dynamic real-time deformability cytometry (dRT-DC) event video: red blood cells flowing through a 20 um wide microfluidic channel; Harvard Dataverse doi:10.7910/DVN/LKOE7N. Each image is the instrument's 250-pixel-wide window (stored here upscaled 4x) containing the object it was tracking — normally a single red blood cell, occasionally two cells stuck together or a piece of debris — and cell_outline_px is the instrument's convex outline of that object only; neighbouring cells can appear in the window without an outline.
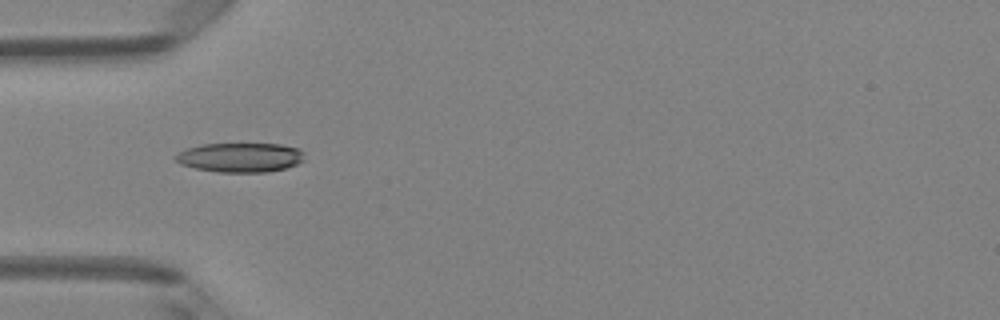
{"species": "Egyptian fruit bat (a non-hibernating species)", "species_latin": "Rousettus aegyptiacus", "temperature_condition": "room temperature", "stored_images_in_passage": 8, "camera_frame_rate_fps": 3000, "um_per_image_px": 0.085, "animal": {"sex": "female"}, "frame": {"image": 1, "passage_image": 5, "time_ms": 1.333, "image_size_px": [1000, 320], "cell_outline_px": [[304, 160], [296, 164], [284, 168], [268, 172], [216, 172], [196, 168], [180, 164], [172, 160], [172, 156], [176, 152], [200, 144], [280, 144], [296, 148], [304, 152]], "centroid_in_image_um": [20.35, 13.38], "position_along_channel_um": 64.7, "area_um2": 22.25}}
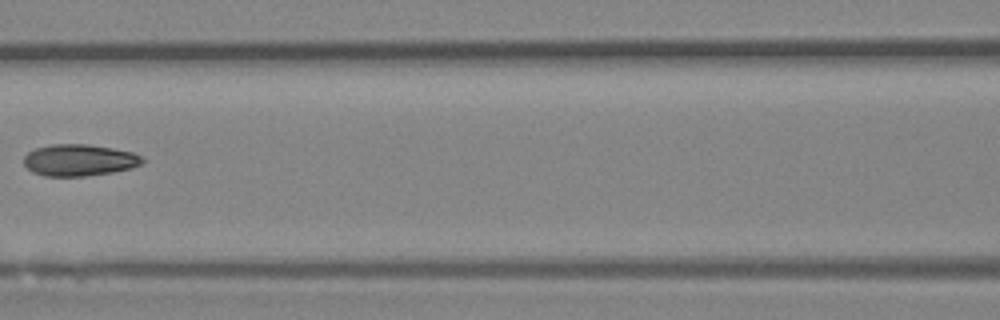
{"frame": {"image": 2, "passage_image": 7, "time_ms": 2.0, "image_size_px": [1000, 320], "cell_outline_px": [[144, 160], [140, 164], [132, 168], [112, 172], [84, 176], [44, 176], [32, 172], [24, 164], [24, 156], [28, 152], [36, 148], [52, 144], [88, 144], [112, 148], [132, 152], [140, 156]], "centroid_in_image_um": [6.71, 13.61], "position_along_channel_um": 159.9, "area_um2": 21.79}}
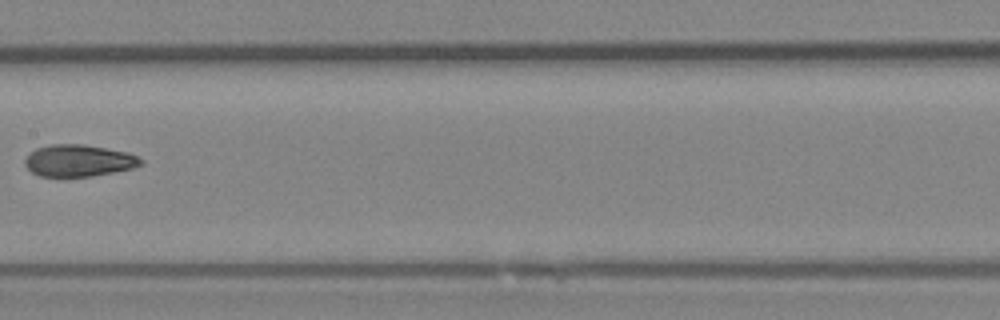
{"frame": {"image": 3, "passage_image": 8, "time_ms": 2.333, "image_size_px": [1000, 320], "cell_outline_px": [[144, 164], [132, 168], [92, 176], [40, 176], [32, 172], [24, 164], [24, 160], [36, 148], [52, 144], [84, 144], [128, 152], [144, 160]], "centroid_in_image_um": [6.71, 13.64], "position_along_channel_um": 200.7, "area_um2": 21.39}}